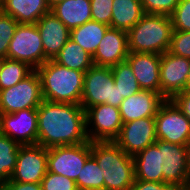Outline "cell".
Returning <instances> with one entry per match:
<instances>
[{
    "label": "cell",
    "instance_id": "cell-1",
    "mask_svg": "<svg viewBox=\"0 0 190 190\" xmlns=\"http://www.w3.org/2000/svg\"><path fill=\"white\" fill-rule=\"evenodd\" d=\"M37 144L51 148L88 142L85 110L80 104L43 100L37 108Z\"/></svg>",
    "mask_w": 190,
    "mask_h": 190
},
{
    "label": "cell",
    "instance_id": "cell-2",
    "mask_svg": "<svg viewBox=\"0 0 190 190\" xmlns=\"http://www.w3.org/2000/svg\"><path fill=\"white\" fill-rule=\"evenodd\" d=\"M41 81L43 100L55 103L80 104L85 72L47 60L36 69Z\"/></svg>",
    "mask_w": 190,
    "mask_h": 190
},
{
    "label": "cell",
    "instance_id": "cell-3",
    "mask_svg": "<svg viewBox=\"0 0 190 190\" xmlns=\"http://www.w3.org/2000/svg\"><path fill=\"white\" fill-rule=\"evenodd\" d=\"M91 155L104 177V190H130L135 181L133 157L114 141H92Z\"/></svg>",
    "mask_w": 190,
    "mask_h": 190
},
{
    "label": "cell",
    "instance_id": "cell-4",
    "mask_svg": "<svg viewBox=\"0 0 190 190\" xmlns=\"http://www.w3.org/2000/svg\"><path fill=\"white\" fill-rule=\"evenodd\" d=\"M172 32L170 16L144 14L127 32L129 52L161 55L169 50Z\"/></svg>",
    "mask_w": 190,
    "mask_h": 190
},
{
    "label": "cell",
    "instance_id": "cell-5",
    "mask_svg": "<svg viewBox=\"0 0 190 190\" xmlns=\"http://www.w3.org/2000/svg\"><path fill=\"white\" fill-rule=\"evenodd\" d=\"M123 100L114 84L111 67L93 65L85 71L80 103L84 110L99 104L119 108Z\"/></svg>",
    "mask_w": 190,
    "mask_h": 190
},
{
    "label": "cell",
    "instance_id": "cell-6",
    "mask_svg": "<svg viewBox=\"0 0 190 190\" xmlns=\"http://www.w3.org/2000/svg\"><path fill=\"white\" fill-rule=\"evenodd\" d=\"M42 101L41 81L38 73L34 70L14 86L0 90V114L37 109Z\"/></svg>",
    "mask_w": 190,
    "mask_h": 190
},
{
    "label": "cell",
    "instance_id": "cell-7",
    "mask_svg": "<svg viewBox=\"0 0 190 190\" xmlns=\"http://www.w3.org/2000/svg\"><path fill=\"white\" fill-rule=\"evenodd\" d=\"M7 58L25 62L34 70L45 63L42 39L36 24H18L9 43Z\"/></svg>",
    "mask_w": 190,
    "mask_h": 190
},
{
    "label": "cell",
    "instance_id": "cell-8",
    "mask_svg": "<svg viewBox=\"0 0 190 190\" xmlns=\"http://www.w3.org/2000/svg\"><path fill=\"white\" fill-rule=\"evenodd\" d=\"M156 137L186 146L190 142V121L171 100H165L155 115Z\"/></svg>",
    "mask_w": 190,
    "mask_h": 190
},
{
    "label": "cell",
    "instance_id": "cell-9",
    "mask_svg": "<svg viewBox=\"0 0 190 190\" xmlns=\"http://www.w3.org/2000/svg\"><path fill=\"white\" fill-rule=\"evenodd\" d=\"M90 155V141L78 145L48 148V172H53L76 181Z\"/></svg>",
    "mask_w": 190,
    "mask_h": 190
},
{
    "label": "cell",
    "instance_id": "cell-10",
    "mask_svg": "<svg viewBox=\"0 0 190 190\" xmlns=\"http://www.w3.org/2000/svg\"><path fill=\"white\" fill-rule=\"evenodd\" d=\"M85 120L86 134L90 142L114 141L119 136L123 125L119 108L109 104L87 108ZM90 126L92 127L89 128Z\"/></svg>",
    "mask_w": 190,
    "mask_h": 190
},
{
    "label": "cell",
    "instance_id": "cell-11",
    "mask_svg": "<svg viewBox=\"0 0 190 190\" xmlns=\"http://www.w3.org/2000/svg\"><path fill=\"white\" fill-rule=\"evenodd\" d=\"M47 171V148L39 144L20 145L15 170L8 181L41 183Z\"/></svg>",
    "mask_w": 190,
    "mask_h": 190
},
{
    "label": "cell",
    "instance_id": "cell-12",
    "mask_svg": "<svg viewBox=\"0 0 190 190\" xmlns=\"http://www.w3.org/2000/svg\"><path fill=\"white\" fill-rule=\"evenodd\" d=\"M154 144L161 152L163 182L188 190L186 146L159 139Z\"/></svg>",
    "mask_w": 190,
    "mask_h": 190
},
{
    "label": "cell",
    "instance_id": "cell-13",
    "mask_svg": "<svg viewBox=\"0 0 190 190\" xmlns=\"http://www.w3.org/2000/svg\"><path fill=\"white\" fill-rule=\"evenodd\" d=\"M155 117L123 123L114 142L127 154L134 156L156 142Z\"/></svg>",
    "mask_w": 190,
    "mask_h": 190
},
{
    "label": "cell",
    "instance_id": "cell-14",
    "mask_svg": "<svg viewBox=\"0 0 190 190\" xmlns=\"http://www.w3.org/2000/svg\"><path fill=\"white\" fill-rule=\"evenodd\" d=\"M0 134L19 145L37 144V109H24L11 114H0Z\"/></svg>",
    "mask_w": 190,
    "mask_h": 190
},
{
    "label": "cell",
    "instance_id": "cell-15",
    "mask_svg": "<svg viewBox=\"0 0 190 190\" xmlns=\"http://www.w3.org/2000/svg\"><path fill=\"white\" fill-rule=\"evenodd\" d=\"M189 71L190 59L169 51L161 54L160 89L161 95L166 100H170L175 94L185 90Z\"/></svg>",
    "mask_w": 190,
    "mask_h": 190
},
{
    "label": "cell",
    "instance_id": "cell-16",
    "mask_svg": "<svg viewBox=\"0 0 190 190\" xmlns=\"http://www.w3.org/2000/svg\"><path fill=\"white\" fill-rule=\"evenodd\" d=\"M129 54L126 31L109 27L92 56L93 64L112 67L126 60Z\"/></svg>",
    "mask_w": 190,
    "mask_h": 190
},
{
    "label": "cell",
    "instance_id": "cell-17",
    "mask_svg": "<svg viewBox=\"0 0 190 190\" xmlns=\"http://www.w3.org/2000/svg\"><path fill=\"white\" fill-rule=\"evenodd\" d=\"M126 60L129 62L141 90H148L161 94L160 54L129 52Z\"/></svg>",
    "mask_w": 190,
    "mask_h": 190
},
{
    "label": "cell",
    "instance_id": "cell-18",
    "mask_svg": "<svg viewBox=\"0 0 190 190\" xmlns=\"http://www.w3.org/2000/svg\"><path fill=\"white\" fill-rule=\"evenodd\" d=\"M165 100L160 93L148 90H140L125 98L119 107L123 123L146 117H155Z\"/></svg>",
    "mask_w": 190,
    "mask_h": 190
},
{
    "label": "cell",
    "instance_id": "cell-19",
    "mask_svg": "<svg viewBox=\"0 0 190 190\" xmlns=\"http://www.w3.org/2000/svg\"><path fill=\"white\" fill-rule=\"evenodd\" d=\"M36 26L41 35L45 62L53 60L70 39V30L52 12L43 15Z\"/></svg>",
    "mask_w": 190,
    "mask_h": 190
},
{
    "label": "cell",
    "instance_id": "cell-20",
    "mask_svg": "<svg viewBox=\"0 0 190 190\" xmlns=\"http://www.w3.org/2000/svg\"><path fill=\"white\" fill-rule=\"evenodd\" d=\"M1 11L19 24H36L51 8L47 0H1Z\"/></svg>",
    "mask_w": 190,
    "mask_h": 190
},
{
    "label": "cell",
    "instance_id": "cell-21",
    "mask_svg": "<svg viewBox=\"0 0 190 190\" xmlns=\"http://www.w3.org/2000/svg\"><path fill=\"white\" fill-rule=\"evenodd\" d=\"M135 180L163 183L161 152L155 144L133 156Z\"/></svg>",
    "mask_w": 190,
    "mask_h": 190
},
{
    "label": "cell",
    "instance_id": "cell-22",
    "mask_svg": "<svg viewBox=\"0 0 190 190\" xmlns=\"http://www.w3.org/2000/svg\"><path fill=\"white\" fill-rule=\"evenodd\" d=\"M51 12L70 31L92 20L90 0H64L53 6Z\"/></svg>",
    "mask_w": 190,
    "mask_h": 190
},
{
    "label": "cell",
    "instance_id": "cell-23",
    "mask_svg": "<svg viewBox=\"0 0 190 190\" xmlns=\"http://www.w3.org/2000/svg\"><path fill=\"white\" fill-rule=\"evenodd\" d=\"M143 15L141 0H113L110 27L128 32Z\"/></svg>",
    "mask_w": 190,
    "mask_h": 190
},
{
    "label": "cell",
    "instance_id": "cell-24",
    "mask_svg": "<svg viewBox=\"0 0 190 190\" xmlns=\"http://www.w3.org/2000/svg\"><path fill=\"white\" fill-rule=\"evenodd\" d=\"M109 27L106 24L91 20L72 29L70 38L93 56Z\"/></svg>",
    "mask_w": 190,
    "mask_h": 190
},
{
    "label": "cell",
    "instance_id": "cell-25",
    "mask_svg": "<svg viewBox=\"0 0 190 190\" xmlns=\"http://www.w3.org/2000/svg\"><path fill=\"white\" fill-rule=\"evenodd\" d=\"M53 61L69 69L82 72H85L94 65L92 55L85 51L79 44L75 43L71 38L65 43Z\"/></svg>",
    "mask_w": 190,
    "mask_h": 190
},
{
    "label": "cell",
    "instance_id": "cell-26",
    "mask_svg": "<svg viewBox=\"0 0 190 190\" xmlns=\"http://www.w3.org/2000/svg\"><path fill=\"white\" fill-rule=\"evenodd\" d=\"M33 71L34 69L25 62L8 58L0 59V90L14 86Z\"/></svg>",
    "mask_w": 190,
    "mask_h": 190
},
{
    "label": "cell",
    "instance_id": "cell-27",
    "mask_svg": "<svg viewBox=\"0 0 190 190\" xmlns=\"http://www.w3.org/2000/svg\"><path fill=\"white\" fill-rule=\"evenodd\" d=\"M111 70L114 84L117 85L120 93V98H128L141 90L127 60L112 66Z\"/></svg>",
    "mask_w": 190,
    "mask_h": 190
},
{
    "label": "cell",
    "instance_id": "cell-28",
    "mask_svg": "<svg viewBox=\"0 0 190 190\" xmlns=\"http://www.w3.org/2000/svg\"><path fill=\"white\" fill-rule=\"evenodd\" d=\"M20 145L0 134V183L10 180L16 166Z\"/></svg>",
    "mask_w": 190,
    "mask_h": 190
},
{
    "label": "cell",
    "instance_id": "cell-29",
    "mask_svg": "<svg viewBox=\"0 0 190 190\" xmlns=\"http://www.w3.org/2000/svg\"><path fill=\"white\" fill-rule=\"evenodd\" d=\"M75 182L78 190H104L102 170L92 155L87 158Z\"/></svg>",
    "mask_w": 190,
    "mask_h": 190
},
{
    "label": "cell",
    "instance_id": "cell-30",
    "mask_svg": "<svg viewBox=\"0 0 190 190\" xmlns=\"http://www.w3.org/2000/svg\"><path fill=\"white\" fill-rule=\"evenodd\" d=\"M18 22L10 15L0 11V59L7 58V51Z\"/></svg>",
    "mask_w": 190,
    "mask_h": 190
},
{
    "label": "cell",
    "instance_id": "cell-31",
    "mask_svg": "<svg viewBox=\"0 0 190 190\" xmlns=\"http://www.w3.org/2000/svg\"><path fill=\"white\" fill-rule=\"evenodd\" d=\"M170 17L174 31H190V0H180Z\"/></svg>",
    "mask_w": 190,
    "mask_h": 190
},
{
    "label": "cell",
    "instance_id": "cell-32",
    "mask_svg": "<svg viewBox=\"0 0 190 190\" xmlns=\"http://www.w3.org/2000/svg\"><path fill=\"white\" fill-rule=\"evenodd\" d=\"M40 184L42 190H78L74 180L48 171Z\"/></svg>",
    "mask_w": 190,
    "mask_h": 190
},
{
    "label": "cell",
    "instance_id": "cell-33",
    "mask_svg": "<svg viewBox=\"0 0 190 190\" xmlns=\"http://www.w3.org/2000/svg\"><path fill=\"white\" fill-rule=\"evenodd\" d=\"M180 0H141L144 14L171 16Z\"/></svg>",
    "mask_w": 190,
    "mask_h": 190
},
{
    "label": "cell",
    "instance_id": "cell-34",
    "mask_svg": "<svg viewBox=\"0 0 190 190\" xmlns=\"http://www.w3.org/2000/svg\"><path fill=\"white\" fill-rule=\"evenodd\" d=\"M170 53L190 59V31L172 32Z\"/></svg>",
    "mask_w": 190,
    "mask_h": 190
},
{
    "label": "cell",
    "instance_id": "cell-35",
    "mask_svg": "<svg viewBox=\"0 0 190 190\" xmlns=\"http://www.w3.org/2000/svg\"><path fill=\"white\" fill-rule=\"evenodd\" d=\"M112 3L113 0H90L92 20L110 26Z\"/></svg>",
    "mask_w": 190,
    "mask_h": 190
},
{
    "label": "cell",
    "instance_id": "cell-36",
    "mask_svg": "<svg viewBox=\"0 0 190 190\" xmlns=\"http://www.w3.org/2000/svg\"><path fill=\"white\" fill-rule=\"evenodd\" d=\"M130 190H181L179 187L169 183L146 182L135 180Z\"/></svg>",
    "mask_w": 190,
    "mask_h": 190
},
{
    "label": "cell",
    "instance_id": "cell-37",
    "mask_svg": "<svg viewBox=\"0 0 190 190\" xmlns=\"http://www.w3.org/2000/svg\"><path fill=\"white\" fill-rule=\"evenodd\" d=\"M190 121V91H182L170 99Z\"/></svg>",
    "mask_w": 190,
    "mask_h": 190
},
{
    "label": "cell",
    "instance_id": "cell-38",
    "mask_svg": "<svg viewBox=\"0 0 190 190\" xmlns=\"http://www.w3.org/2000/svg\"><path fill=\"white\" fill-rule=\"evenodd\" d=\"M0 190H42L40 183L7 181L0 183Z\"/></svg>",
    "mask_w": 190,
    "mask_h": 190
},
{
    "label": "cell",
    "instance_id": "cell-39",
    "mask_svg": "<svg viewBox=\"0 0 190 190\" xmlns=\"http://www.w3.org/2000/svg\"><path fill=\"white\" fill-rule=\"evenodd\" d=\"M187 150V173H188V190H190V142L186 145Z\"/></svg>",
    "mask_w": 190,
    "mask_h": 190
},
{
    "label": "cell",
    "instance_id": "cell-40",
    "mask_svg": "<svg viewBox=\"0 0 190 190\" xmlns=\"http://www.w3.org/2000/svg\"><path fill=\"white\" fill-rule=\"evenodd\" d=\"M64 0H47V3L49 5L50 8H52L53 6H55L56 4L62 2Z\"/></svg>",
    "mask_w": 190,
    "mask_h": 190
},
{
    "label": "cell",
    "instance_id": "cell-41",
    "mask_svg": "<svg viewBox=\"0 0 190 190\" xmlns=\"http://www.w3.org/2000/svg\"><path fill=\"white\" fill-rule=\"evenodd\" d=\"M184 91H190V71H189V74L187 76V80H186V85H185V90Z\"/></svg>",
    "mask_w": 190,
    "mask_h": 190
}]
</instances>
